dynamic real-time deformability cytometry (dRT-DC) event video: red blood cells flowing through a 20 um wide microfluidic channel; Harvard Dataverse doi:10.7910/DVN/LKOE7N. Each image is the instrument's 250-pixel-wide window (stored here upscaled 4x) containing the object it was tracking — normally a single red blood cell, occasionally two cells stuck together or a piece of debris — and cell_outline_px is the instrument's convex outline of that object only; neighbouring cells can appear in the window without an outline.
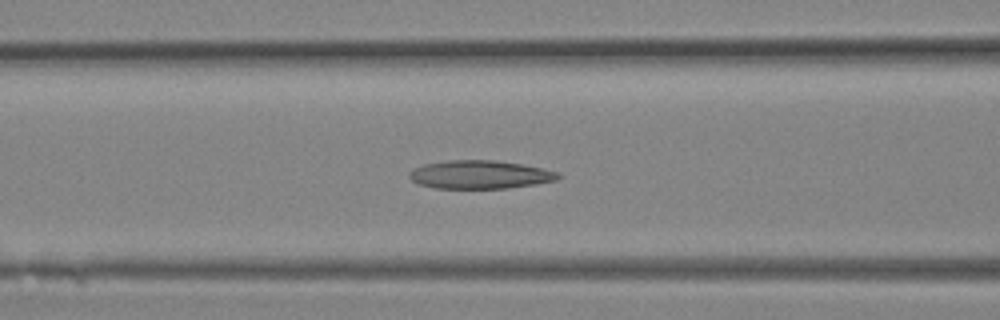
{"species": "Egyptian fruit bat (a non-hibernating species)", "species_latin": "Rousettus aegyptiacus", "temperature_condition": "room temperature", "stored_images_in_passage": 18, "camera_frame_rate_fps": 3000, "um_per_image_px": 0.085, "animal": {"sex": "female"}, "frame": {"image": 1, "passage_image": 11, "time_ms": 3.333, "image_size_px": [1000, 320], "cell_outline_px": [[560, 176], [556, 180], [536, 184], [508, 188], [436, 188], [420, 184], [412, 180], [408, 176], [408, 172], [412, 168], [424, 164], [448, 160], [496, 160], [544, 168], [560, 172]], "centroid_in_image_um": [40.79, 14.83], "position_along_channel_um": 125.8, "area_um2": 24.62}}
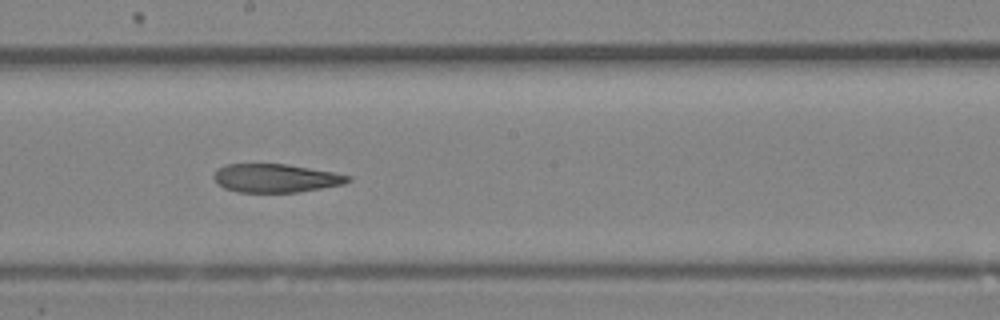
{"frame": {"image": 2, "passage_image": 15, "time_ms": 4.667, "image_size_px": [1000, 320], "cell_outline_px": [[352, 180], [344, 184], [296, 192], [236, 192], [224, 188], [212, 176], [220, 168], [228, 164], [288, 164], [332, 172], [352, 176]], "centroid_in_image_um": [23.46, 15.14], "position_along_channel_um": 224.7, "area_um2": 22.02}}
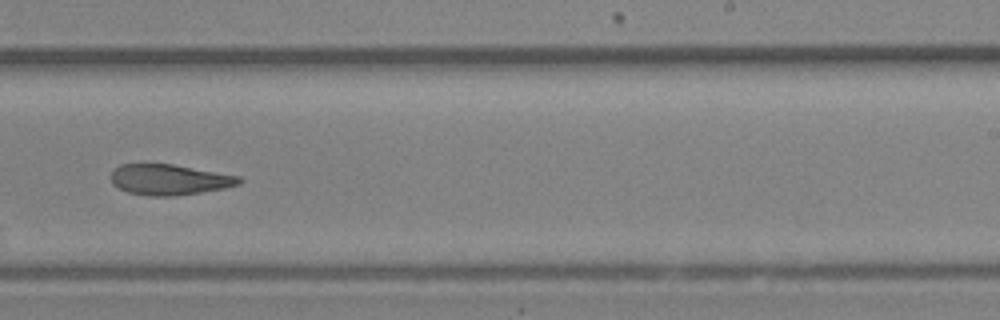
{"frame": {"image": 3, "passage_image": 17, "time_ms": 5.333, "image_size_px": [1000, 320], "cell_outline_px": [[244, 180], [240, 184], [224, 188], [200, 192], [172, 196], [152, 196], [128, 192], [112, 184], [108, 176], [120, 164], [172, 164], [240, 176]], "centroid_in_image_um": [14.38, 15.26], "position_along_channel_um": 274.6, "area_um2": 22.83}}